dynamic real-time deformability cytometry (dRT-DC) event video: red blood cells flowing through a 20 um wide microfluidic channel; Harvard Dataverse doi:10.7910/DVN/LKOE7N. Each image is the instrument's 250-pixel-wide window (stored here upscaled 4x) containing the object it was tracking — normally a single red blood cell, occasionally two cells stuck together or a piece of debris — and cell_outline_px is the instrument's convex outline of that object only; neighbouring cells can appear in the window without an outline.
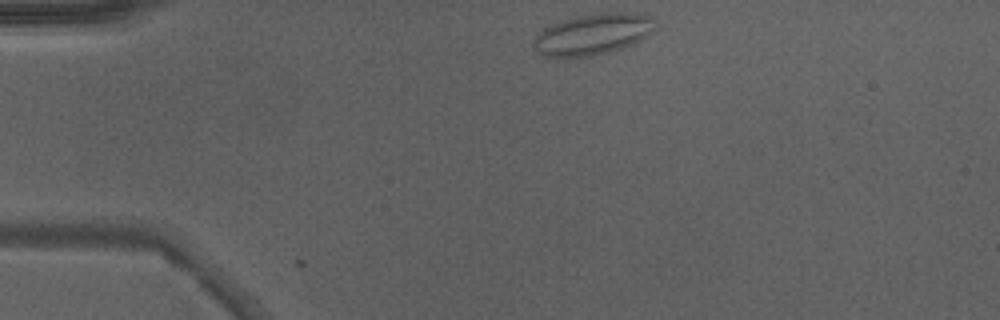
{"species": "Egyptian fruit bat (a non-hibernating species)", "species_latin": "Rousettus aegyptiacus", "temperature_condition": "warm", "stored_images_in_passage": 2, "camera_frame_rate_fps": 3000, "um_per_image_px": 0.085, "animal": {"sex": "male"}, "frame": {"image": 1, "passage_image": 2, "time_ms": 0.333, "image_size_px": [1000, 320], "cell_outline_px": [[656, 28], [652, 32], [640, 40], [632, 44], [612, 52], [592, 56], [564, 60], [560, 60], [540, 56], [532, 44], [532, 40], [544, 28], [560, 20], [580, 16], [604, 12], [632, 12], [656, 16]], "centroid_in_image_um": [50.38, 2.95], "position_along_channel_um": 34.6, "area_um2": 30.29}}